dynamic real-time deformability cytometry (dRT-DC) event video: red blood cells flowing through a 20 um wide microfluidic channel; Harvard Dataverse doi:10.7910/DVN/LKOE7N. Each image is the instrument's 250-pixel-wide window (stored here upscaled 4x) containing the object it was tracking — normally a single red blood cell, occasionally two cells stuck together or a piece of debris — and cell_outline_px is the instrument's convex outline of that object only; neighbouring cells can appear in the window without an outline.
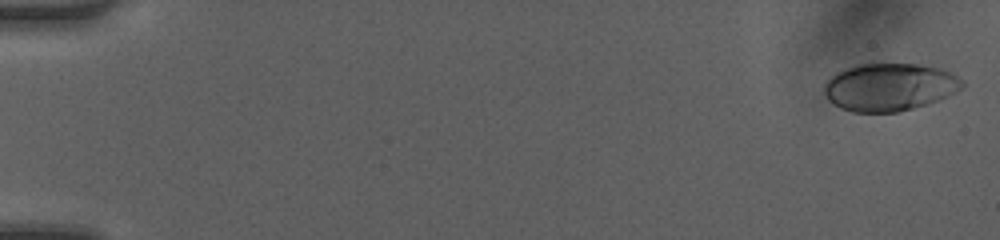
{"species": "human", "species_latin": "Homo sapiens", "temperature_condition": "room temperature", "stored_images_in_passage": 5, "camera_frame_rate_fps": 3000, "um_per_image_px": 0.085, "donor": {"sex": "female"}, "frame": {"image": 1, "passage_image": 1, "time_ms": 0.0, "image_size_px": [1000, 240], "cell_outline_px": [[964, 88], [940, 100], [928, 104], [896, 112], [852, 112], [840, 108], [832, 104], [824, 96], [824, 84], [836, 72], [844, 68], [856, 64], [916, 64], [940, 68], [952, 72], [964, 80]], "centroid_in_image_um": [75.62, 7.4], "position_along_channel_um": 9.4, "area_um2": 38.78}}
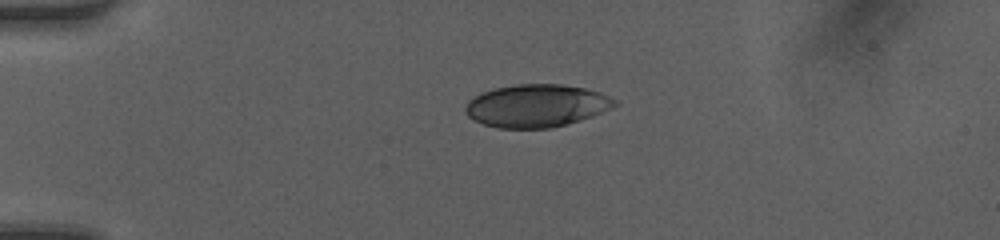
{"frame": {"image": 2, "passage_image": 4, "time_ms": 1.0, "image_size_px": [1000, 240], "cell_outline_px": [[620, 104], [592, 116], [580, 120], [552, 128], [496, 128], [484, 124], [468, 116], [464, 112], [464, 108], [468, 100], [484, 92], [496, 88], [516, 84], [560, 84], [584, 88], [600, 92], [620, 100]], "centroid_in_image_um": [45.64, 8.99], "position_along_channel_um": 39.4, "area_um2": 37.22}}